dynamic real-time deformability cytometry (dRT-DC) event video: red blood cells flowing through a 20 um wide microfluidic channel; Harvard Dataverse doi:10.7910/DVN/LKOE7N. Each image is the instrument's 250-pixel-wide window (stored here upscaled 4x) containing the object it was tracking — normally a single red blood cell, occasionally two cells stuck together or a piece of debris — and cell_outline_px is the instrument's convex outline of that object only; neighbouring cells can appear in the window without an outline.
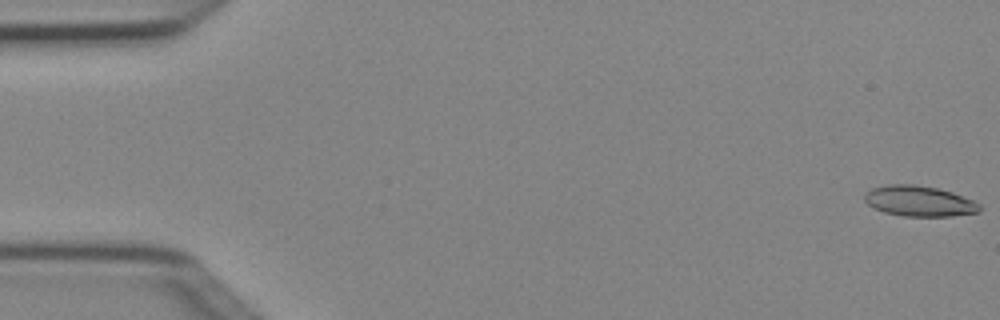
{"species": "Egyptian fruit bat (a non-hibernating species)", "species_latin": "Rousettus aegyptiacus", "temperature_condition": "cold", "stored_images_in_passage": 7, "camera_frame_rate_fps": 3000, "um_per_image_px": 0.085, "animal": {"sex": "female"}, "frame": {"image": 1, "passage_image": 1, "time_ms": 0.0, "image_size_px": [1000, 320], "cell_outline_px": [[980, 212], [952, 216], [904, 216], [884, 212], [868, 204], [864, 200], [864, 192], [872, 188], [888, 184], [916, 184], [936, 188], [952, 192], [976, 200], [980, 204]], "centroid_in_image_um": [78.15, 17.08], "position_along_channel_um": 6.8, "area_um2": 20.63}}
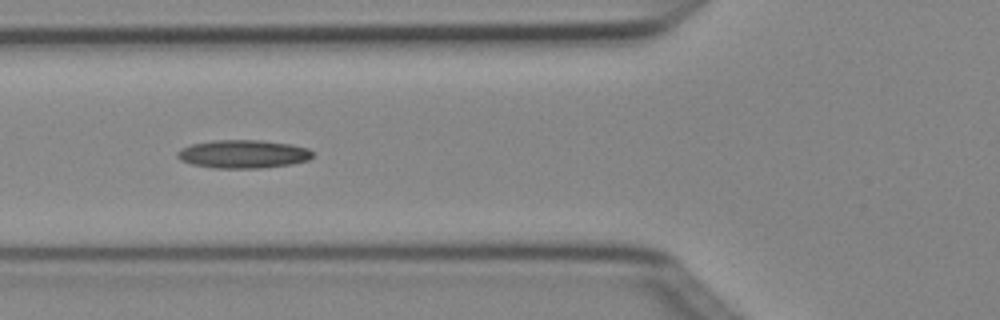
{"frame": {"image": 2, "passage_image": 5, "time_ms": 1.333, "image_size_px": [1000, 320], "cell_outline_px": [[312, 156], [308, 160], [292, 164], [260, 168], [212, 168], [192, 164], [180, 160], [176, 156], [176, 152], [180, 148], [192, 144], [212, 140], [260, 140], [292, 144], [308, 148], [312, 152]], "centroid_in_image_um": [20.64, 13.09], "position_along_channel_um": 105.2, "area_um2": 22.43}}
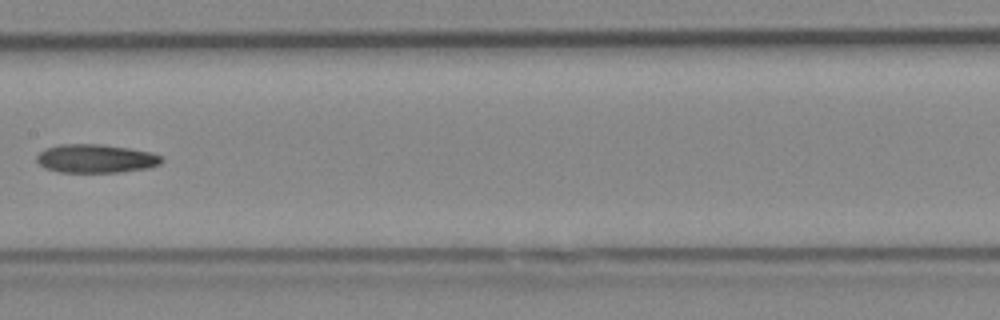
{"frame": {"image": 3, "passage_image": 7, "time_ms": 2.0, "image_size_px": [1000, 320], "cell_outline_px": [[164, 160], [160, 164], [148, 168], [120, 172], [60, 172], [44, 168], [36, 160], [36, 156], [44, 148], [60, 144], [100, 144], [128, 148], [152, 152], [160, 156]], "centroid_in_image_um": [8.13, 13.48], "position_along_channel_um": 199.3, "area_um2": 20.87}}